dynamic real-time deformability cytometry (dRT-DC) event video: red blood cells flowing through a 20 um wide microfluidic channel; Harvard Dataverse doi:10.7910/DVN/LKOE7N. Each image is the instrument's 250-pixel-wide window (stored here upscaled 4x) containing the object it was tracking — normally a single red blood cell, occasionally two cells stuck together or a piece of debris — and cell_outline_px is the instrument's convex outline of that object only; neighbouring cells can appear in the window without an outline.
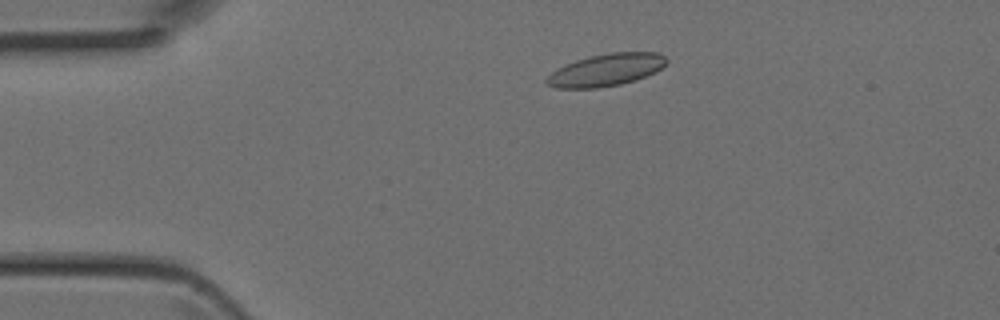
{"species": "Egyptian fruit bat (a non-hibernating species)", "species_latin": "Rousettus aegyptiacus", "temperature_condition": "room temperature", "stored_images_in_passage": 2, "camera_frame_rate_fps": 3000, "um_per_image_px": 0.085, "animal": {"sex": "female"}, "frame": {"image": 1, "passage_image": 1, "time_ms": 0.0, "image_size_px": [1000, 320], "cell_outline_px": [[668, 60], [660, 68], [644, 76], [620, 84], [596, 88], [556, 88], [544, 84], [544, 80], [552, 72], [576, 60], [592, 56], [612, 52], [660, 52]], "centroid_in_image_um": [51.48, 5.94], "position_along_channel_um": 33.5, "area_um2": 22.08}}